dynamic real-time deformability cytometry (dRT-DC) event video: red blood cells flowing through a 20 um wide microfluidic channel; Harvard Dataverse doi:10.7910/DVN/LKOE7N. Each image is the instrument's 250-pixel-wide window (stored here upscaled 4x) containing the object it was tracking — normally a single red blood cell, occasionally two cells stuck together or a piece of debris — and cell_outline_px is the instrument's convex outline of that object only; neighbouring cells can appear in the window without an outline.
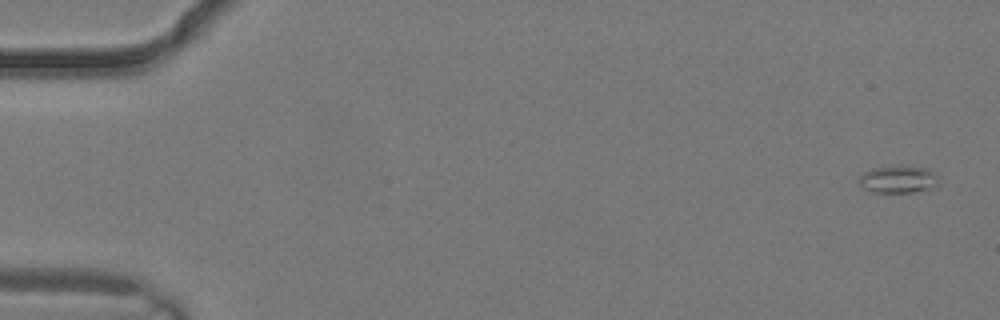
{"species": "common noctule bat (a hibernating species)", "species_latin": "Nyctalus noctula", "temperature_condition": "warm", "stored_images_in_passage": 3, "segment_of_instrument_passage": [2, 2], "camera_frame_rate_fps": 3000, "um_per_image_px": 0.085, "animal": {"sex": "male", "body_mass_g": 19.2, "forearm_length_mm": 51.8}, "frame": {"image": 1, "passage_image": 3, "time_ms": 0.667, "image_size_px": [1000, 320], "cell_outline_px": [[940, 184], [936, 188], [912, 192], [872, 192], [864, 188], [856, 180], [864, 172], [872, 168], [900, 164], [928, 168], [940, 176]], "centroid_in_image_um": [76.42, 15.22], "position_along_channel_um": 8.6, "area_um2": 13.35}}